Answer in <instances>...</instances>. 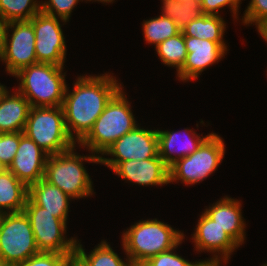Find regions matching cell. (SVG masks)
<instances>
[{
  "instance_id": "obj_39",
  "label": "cell",
  "mask_w": 267,
  "mask_h": 266,
  "mask_svg": "<svg viewBox=\"0 0 267 266\" xmlns=\"http://www.w3.org/2000/svg\"><path fill=\"white\" fill-rule=\"evenodd\" d=\"M0 266H10V265L0 256Z\"/></svg>"
},
{
  "instance_id": "obj_38",
  "label": "cell",
  "mask_w": 267,
  "mask_h": 266,
  "mask_svg": "<svg viewBox=\"0 0 267 266\" xmlns=\"http://www.w3.org/2000/svg\"><path fill=\"white\" fill-rule=\"evenodd\" d=\"M8 89L6 88V86H3L1 83H0V100L2 98V96L6 93Z\"/></svg>"
},
{
  "instance_id": "obj_41",
  "label": "cell",
  "mask_w": 267,
  "mask_h": 266,
  "mask_svg": "<svg viewBox=\"0 0 267 266\" xmlns=\"http://www.w3.org/2000/svg\"><path fill=\"white\" fill-rule=\"evenodd\" d=\"M5 169H6V168L4 167V165H2V164L0 163V173L3 172Z\"/></svg>"
},
{
  "instance_id": "obj_8",
  "label": "cell",
  "mask_w": 267,
  "mask_h": 266,
  "mask_svg": "<svg viewBox=\"0 0 267 266\" xmlns=\"http://www.w3.org/2000/svg\"><path fill=\"white\" fill-rule=\"evenodd\" d=\"M23 211L30 220L39 252L75 254L77 239L65 238L67 226L63 220L36 205L29 197Z\"/></svg>"
},
{
  "instance_id": "obj_1",
  "label": "cell",
  "mask_w": 267,
  "mask_h": 266,
  "mask_svg": "<svg viewBox=\"0 0 267 266\" xmlns=\"http://www.w3.org/2000/svg\"><path fill=\"white\" fill-rule=\"evenodd\" d=\"M117 82L115 77L105 73L79 76L72 92L66 87L62 108L66 130L75 142L79 143L89 133L107 103L123 88Z\"/></svg>"
},
{
  "instance_id": "obj_7",
  "label": "cell",
  "mask_w": 267,
  "mask_h": 266,
  "mask_svg": "<svg viewBox=\"0 0 267 266\" xmlns=\"http://www.w3.org/2000/svg\"><path fill=\"white\" fill-rule=\"evenodd\" d=\"M224 154V141L218 134L212 133L193 154L169 167V183L177 180L187 186L200 183L217 170Z\"/></svg>"
},
{
  "instance_id": "obj_35",
  "label": "cell",
  "mask_w": 267,
  "mask_h": 266,
  "mask_svg": "<svg viewBox=\"0 0 267 266\" xmlns=\"http://www.w3.org/2000/svg\"><path fill=\"white\" fill-rule=\"evenodd\" d=\"M256 28L261 37L267 42V18L260 22Z\"/></svg>"
},
{
  "instance_id": "obj_18",
  "label": "cell",
  "mask_w": 267,
  "mask_h": 266,
  "mask_svg": "<svg viewBox=\"0 0 267 266\" xmlns=\"http://www.w3.org/2000/svg\"><path fill=\"white\" fill-rule=\"evenodd\" d=\"M241 203L233 198H221L209 209H205V213L213 219L216 224L226 231L239 245L245 240V223L241 214Z\"/></svg>"
},
{
  "instance_id": "obj_4",
  "label": "cell",
  "mask_w": 267,
  "mask_h": 266,
  "mask_svg": "<svg viewBox=\"0 0 267 266\" xmlns=\"http://www.w3.org/2000/svg\"><path fill=\"white\" fill-rule=\"evenodd\" d=\"M64 66L36 63L22 68L13 76L21 80L20 92L31 107L62 106L66 87Z\"/></svg>"
},
{
  "instance_id": "obj_21",
  "label": "cell",
  "mask_w": 267,
  "mask_h": 266,
  "mask_svg": "<svg viewBox=\"0 0 267 266\" xmlns=\"http://www.w3.org/2000/svg\"><path fill=\"white\" fill-rule=\"evenodd\" d=\"M27 198L28 187L22 181L8 169L0 173L1 210L7 213L22 212Z\"/></svg>"
},
{
  "instance_id": "obj_32",
  "label": "cell",
  "mask_w": 267,
  "mask_h": 266,
  "mask_svg": "<svg viewBox=\"0 0 267 266\" xmlns=\"http://www.w3.org/2000/svg\"><path fill=\"white\" fill-rule=\"evenodd\" d=\"M267 18V0H251L245 10L242 22L244 25L256 24Z\"/></svg>"
},
{
  "instance_id": "obj_6",
  "label": "cell",
  "mask_w": 267,
  "mask_h": 266,
  "mask_svg": "<svg viewBox=\"0 0 267 266\" xmlns=\"http://www.w3.org/2000/svg\"><path fill=\"white\" fill-rule=\"evenodd\" d=\"M23 133L48 155L76 146L66 130L62 106L31 107Z\"/></svg>"
},
{
  "instance_id": "obj_10",
  "label": "cell",
  "mask_w": 267,
  "mask_h": 266,
  "mask_svg": "<svg viewBox=\"0 0 267 266\" xmlns=\"http://www.w3.org/2000/svg\"><path fill=\"white\" fill-rule=\"evenodd\" d=\"M159 154L157 130H146L136 126L133 130L116 140L102 155L99 163L114 169L120 162L155 158Z\"/></svg>"
},
{
  "instance_id": "obj_5",
  "label": "cell",
  "mask_w": 267,
  "mask_h": 266,
  "mask_svg": "<svg viewBox=\"0 0 267 266\" xmlns=\"http://www.w3.org/2000/svg\"><path fill=\"white\" fill-rule=\"evenodd\" d=\"M74 148L48 155L43 179L60 188L70 198L80 199L93 195V183L82 162L99 163L100 156H81L74 153Z\"/></svg>"
},
{
  "instance_id": "obj_22",
  "label": "cell",
  "mask_w": 267,
  "mask_h": 266,
  "mask_svg": "<svg viewBox=\"0 0 267 266\" xmlns=\"http://www.w3.org/2000/svg\"><path fill=\"white\" fill-rule=\"evenodd\" d=\"M225 29L226 23L220 15L203 14L199 18L191 20L181 31L184 36L224 42Z\"/></svg>"
},
{
  "instance_id": "obj_40",
  "label": "cell",
  "mask_w": 267,
  "mask_h": 266,
  "mask_svg": "<svg viewBox=\"0 0 267 266\" xmlns=\"http://www.w3.org/2000/svg\"><path fill=\"white\" fill-rule=\"evenodd\" d=\"M83 1V0H82ZM86 1H92V0H86ZM93 1H100V2H105V3H111V2H113L114 0H93Z\"/></svg>"
},
{
  "instance_id": "obj_9",
  "label": "cell",
  "mask_w": 267,
  "mask_h": 266,
  "mask_svg": "<svg viewBox=\"0 0 267 266\" xmlns=\"http://www.w3.org/2000/svg\"><path fill=\"white\" fill-rule=\"evenodd\" d=\"M39 253L24 211L7 213L0 228V256L14 266Z\"/></svg>"
},
{
  "instance_id": "obj_34",
  "label": "cell",
  "mask_w": 267,
  "mask_h": 266,
  "mask_svg": "<svg viewBox=\"0 0 267 266\" xmlns=\"http://www.w3.org/2000/svg\"><path fill=\"white\" fill-rule=\"evenodd\" d=\"M9 23L10 22L0 12V51L3 49L4 43L6 40L7 29H8Z\"/></svg>"
},
{
  "instance_id": "obj_33",
  "label": "cell",
  "mask_w": 267,
  "mask_h": 266,
  "mask_svg": "<svg viewBox=\"0 0 267 266\" xmlns=\"http://www.w3.org/2000/svg\"><path fill=\"white\" fill-rule=\"evenodd\" d=\"M241 0H200L202 11L207 15H217L219 9L224 8L226 5L230 6V9L233 12V16L237 19L238 16V7Z\"/></svg>"
},
{
  "instance_id": "obj_29",
  "label": "cell",
  "mask_w": 267,
  "mask_h": 266,
  "mask_svg": "<svg viewBox=\"0 0 267 266\" xmlns=\"http://www.w3.org/2000/svg\"><path fill=\"white\" fill-rule=\"evenodd\" d=\"M20 144V132L0 134V163L7 169Z\"/></svg>"
},
{
  "instance_id": "obj_23",
  "label": "cell",
  "mask_w": 267,
  "mask_h": 266,
  "mask_svg": "<svg viewBox=\"0 0 267 266\" xmlns=\"http://www.w3.org/2000/svg\"><path fill=\"white\" fill-rule=\"evenodd\" d=\"M162 16L171 18L180 30L203 15L200 0H162Z\"/></svg>"
},
{
  "instance_id": "obj_27",
  "label": "cell",
  "mask_w": 267,
  "mask_h": 266,
  "mask_svg": "<svg viewBox=\"0 0 267 266\" xmlns=\"http://www.w3.org/2000/svg\"><path fill=\"white\" fill-rule=\"evenodd\" d=\"M0 12L9 22L29 21L41 12V4L37 0H0Z\"/></svg>"
},
{
  "instance_id": "obj_37",
  "label": "cell",
  "mask_w": 267,
  "mask_h": 266,
  "mask_svg": "<svg viewBox=\"0 0 267 266\" xmlns=\"http://www.w3.org/2000/svg\"><path fill=\"white\" fill-rule=\"evenodd\" d=\"M7 212L0 209V228L2 226L3 220L6 216Z\"/></svg>"
},
{
  "instance_id": "obj_2",
  "label": "cell",
  "mask_w": 267,
  "mask_h": 266,
  "mask_svg": "<svg viewBox=\"0 0 267 266\" xmlns=\"http://www.w3.org/2000/svg\"><path fill=\"white\" fill-rule=\"evenodd\" d=\"M122 245L132 265H142L149 258L182 243L184 234L159 220L135 223L122 234Z\"/></svg>"
},
{
  "instance_id": "obj_26",
  "label": "cell",
  "mask_w": 267,
  "mask_h": 266,
  "mask_svg": "<svg viewBox=\"0 0 267 266\" xmlns=\"http://www.w3.org/2000/svg\"><path fill=\"white\" fill-rule=\"evenodd\" d=\"M142 25L145 41L155 47L181 31L171 18L162 15L144 21Z\"/></svg>"
},
{
  "instance_id": "obj_15",
  "label": "cell",
  "mask_w": 267,
  "mask_h": 266,
  "mask_svg": "<svg viewBox=\"0 0 267 266\" xmlns=\"http://www.w3.org/2000/svg\"><path fill=\"white\" fill-rule=\"evenodd\" d=\"M48 154L32 139L20 132V144L7 168L27 187L44 178Z\"/></svg>"
},
{
  "instance_id": "obj_17",
  "label": "cell",
  "mask_w": 267,
  "mask_h": 266,
  "mask_svg": "<svg viewBox=\"0 0 267 266\" xmlns=\"http://www.w3.org/2000/svg\"><path fill=\"white\" fill-rule=\"evenodd\" d=\"M184 130L186 131H184L183 134L180 131H162L157 129L159 157L168 167L179 159L193 154L212 134L210 133L205 137H200V135H197L196 132H193L191 129L185 128Z\"/></svg>"
},
{
  "instance_id": "obj_20",
  "label": "cell",
  "mask_w": 267,
  "mask_h": 266,
  "mask_svg": "<svg viewBox=\"0 0 267 266\" xmlns=\"http://www.w3.org/2000/svg\"><path fill=\"white\" fill-rule=\"evenodd\" d=\"M7 90L0 100V134L23 132L31 108L29 101L20 93Z\"/></svg>"
},
{
  "instance_id": "obj_31",
  "label": "cell",
  "mask_w": 267,
  "mask_h": 266,
  "mask_svg": "<svg viewBox=\"0 0 267 266\" xmlns=\"http://www.w3.org/2000/svg\"><path fill=\"white\" fill-rule=\"evenodd\" d=\"M81 0H48L41 4V11L50 16L60 18L62 22L69 21L73 8Z\"/></svg>"
},
{
  "instance_id": "obj_13",
  "label": "cell",
  "mask_w": 267,
  "mask_h": 266,
  "mask_svg": "<svg viewBox=\"0 0 267 266\" xmlns=\"http://www.w3.org/2000/svg\"><path fill=\"white\" fill-rule=\"evenodd\" d=\"M192 240H194V246L197 251L202 252L205 250L213 254L218 252L221 255L218 257V255H216L218 253H215L214 257L207 259V261L205 260V265H221L222 260L223 263H227L230 254L240 247V245L205 212L202 213L198 220ZM220 257L222 258L220 259Z\"/></svg>"
},
{
  "instance_id": "obj_24",
  "label": "cell",
  "mask_w": 267,
  "mask_h": 266,
  "mask_svg": "<svg viewBox=\"0 0 267 266\" xmlns=\"http://www.w3.org/2000/svg\"><path fill=\"white\" fill-rule=\"evenodd\" d=\"M76 241L75 255L86 265V266H131L132 264L128 259L124 262L117 253L110 247L105 241H101L90 254L85 252L82 244Z\"/></svg>"
},
{
  "instance_id": "obj_14",
  "label": "cell",
  "mask_w": 267,
  "mask_h": 266,
  "mask_svg": "<svg viewBox=\"0 0 267 266\" xmlns=\"http://www.w3.org/2000/svg\"><path fill=\"white\" fill-rule=\"evenodd\" d=\"M185 46L188 52L186 60L177 72V77L183 82L196 80L205 68L216 61L219 62L227 51L225 42H214L191 36H185Z\"/></svg>"
},
{
  "instance_id": "obj_3",
  "label": "cell",
  "mask_w": 267,
  "mask_h": 266,
  "mask_svg": "<svg viewBox=\"0 0 267 266\" xmlns=\"http://www.w3.org/2000/svg\"><path fill=\"white\" fill-rule=\"evenodd\" d=\"M122 89L107 103L92 129L78 143L94 155H102L116 140L138 126Z\"/></svg>"
},
{
  "instance_id": "obj_12",
  "label": "cell",
  "mask_w": 267,
  "mask_h": 266,
  "mask_svg": "<svg viewBox=\"0 0 267 266\" xmlns=\"http://www.w3.org/2000/svg\"><path fill=\"white\" fill-rule=\"evenodd\" d=\"M59 18L42 11L29 21L35 32V53L37 63H50L64 66L66 43Z\"/></svg>"
},
{
  "instance_id": "obj_30",
  "label": "cell",
  "mask_w": 267,
  "mask_h": 266,
  "mask_svg": "<svg viewBox=\"0 0 267 266\" xmlns=\"http://www.w3.org/2000/svg\"><path fill=\"white\" fill-rule=\"evenodd\" d=\"M72 255L74 254L39 252L14 266H66L68 258Z\"/></svg>"
},
{
  "instance_id": "obj_36",
  "label": "cell",
  "mask_w": 267,
  "mask_h": 266,
  "mask_svg": "<svg viewBox=\"0 0 267 266\" xmlns=\"http://www.w3.org/2000/svg\"><path fill=\"white\" fill-rule=\"evenodd\" d=\"M66 266H86L75 254L67 260Z\"/></svg>"
},
{
  "instance_id": "obj_42",
  "label": "cell",
  "mask_w": 267,
  "mask_h": 266,
  "mask_svg": "<svg viewBox=\"0 0 267 266\" xmlns=\"http://www.w3.org/2000/svg\"><path fill=\"white\" fill-rule=\"evenodd\" d=\"M204 266H220V265H204Z\"/></svg>"
},
{
  "instance_id": "obj_19",
  "label": "cell",
  "mask_w": 267,
  "mask_h": 266,
  "mask_svg": "<svg viewBox=\"0 0 267 266\" xmlns=\"http://www.w3.org/2000/svg\"><path fill=\"white\" fill-rule=\"evenodd\" d=\"M28 197L54 217L67 223L70 198L60 188L41 179L28 187Z\"/></svg>"
},
{
  "instance_id": "obj_16",
  "label": "cell",
  "mask_w": 267,
  "mask_h": 266,
  "mask_svg": "<svg viewBox=\"0 0 267 266\" xmlns=\"http://www.w3.org/2000/svg\"><path fill=\"white\" fill-rule=\"evenodd\" d=\"M112 171L121 179L141 186L169 183V167L159 154L155 158L120 162Z\"/></svg>"
},
{
  "instance_id": "obj_28",
  "label": "cell",
  "mask_w": 267,
  "mask_h": 266,
  "mask_svg": "<svg viewBox=\"0 0 267 266\" xmlns=\"http://www.w3.org/2000/svg\"><path fill=\"white\" fill-rule=\"evenodd\" d=\"M179 244L166 252H162L149 258L146 262H144L143 266H204L205 261H196L190 262L173 252Z\"/></svg>"
},
{
  "instance_id": "obj_11",
  "label": "cell",
  "mask_w": 267,
  "mask_h": 266,
  "mask_svg": "<svg viewBox=\"0 0 267 266\" xmlns=\"http://www.w3.org/2000/svg\"><path fill=\"white\" fill-rule=\"evenodd\" d=\"M9 28L13 29L11 35ZM0 60L5 62L6 71L12 76L22 68L37 63L35 32L30 21H12L9 23L6 40L0 51Z\"/></svg>"
},
{
  "instance_id": "obj_25",
  "label": "cell",
  "mask_w": 267,
  "mask_h": 266,
  "mask_svg": "<svg viewBox=\"0 0 267 266\" xmlns=\"http://www.w3.org/2000/svg\"><path fill=\"white\" fill-rule=\"evenodd\" d=\"M155 49L162 63L176 67L177 72L182 68L188 53L182 31L161 42Z\"/></svg>"
}]
</instances>
